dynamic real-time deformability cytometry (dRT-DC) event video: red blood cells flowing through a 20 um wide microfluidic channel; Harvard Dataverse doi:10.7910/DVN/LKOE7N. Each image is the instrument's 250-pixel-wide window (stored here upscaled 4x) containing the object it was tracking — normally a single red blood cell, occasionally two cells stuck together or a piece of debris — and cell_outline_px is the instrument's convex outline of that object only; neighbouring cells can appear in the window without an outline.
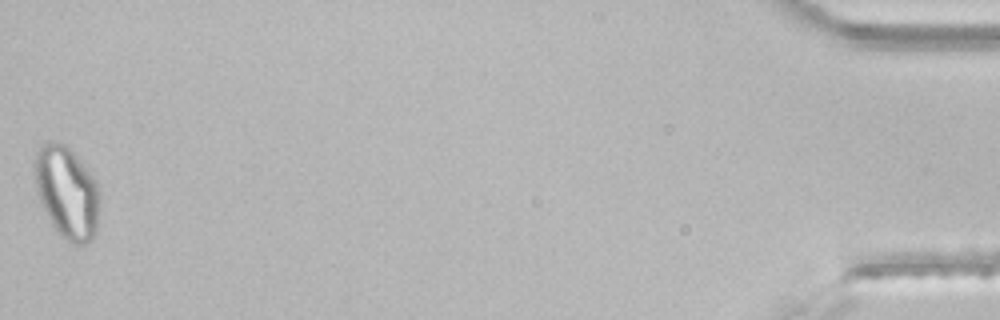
{"species": "common noctule bat (a hibernating species)", "species_latin": "Nyctalus noctula", "temperature_condition": "room temperature", "stored_images_in_passage": 31, "segment_of_instrument_passage": [2, 2], "camera_frame_rate_fps": 3000, "um_per_image_px": 0.085, "animal": {"sex": "male", "body_mass_g": 21.5, "forearm_length_mm": 52.0}, "frame": {"image": 1, "passage_image": 31, "time_ms": 10.0, "image_size_px": [1000, 320], "cell_outline_px": [[100, 200], [96, 236], [92, 240], [84, 244], [72, 244], [60, 236], [52, 224], [36, 192], [36, 152], [48, 140], [52, 140], [64, 144], [76, 156], [96, 180], [100, 192]], "centroid_in_image_um": [5.73, 16.4], "position_along_channel_um": 429.5, "area_um2": 34.8}}